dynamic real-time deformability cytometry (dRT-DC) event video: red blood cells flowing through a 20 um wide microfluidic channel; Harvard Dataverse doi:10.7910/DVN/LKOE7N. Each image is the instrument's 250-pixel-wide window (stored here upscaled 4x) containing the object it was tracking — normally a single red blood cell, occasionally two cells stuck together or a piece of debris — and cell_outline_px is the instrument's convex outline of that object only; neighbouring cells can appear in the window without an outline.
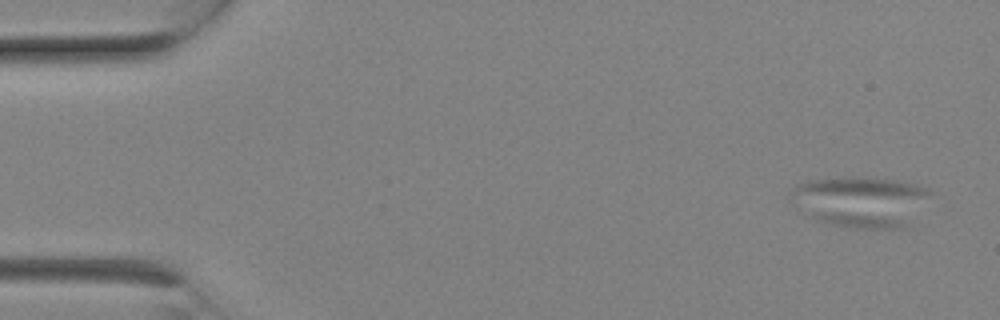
{"species": "Egyptian fruit bat (a non-hibernating species)", "species_latin": "Rousettus aegyptiacus", "temperature_condition": "room temperature", "stored_images_in_passage": 10, "camera_frame_rate_fps": 3000, "um_per_image_px": 0.085, "animal": {"sex": "female"}, "frame": {"image": 1, "passage_image": 2, "time_ms": 0.333, "image_size_px": [1000, 320], "cell_outline_px": [[932, 196], [900, 228], [848, 228], [816, 220], [792, 192], [792, 188], [796, 184], [808, 180], [852, 176], [900, 180], [928, 188], [932, 192]], "centroid_in_image_um": [73.25, 17.09], "position_along_channel_um": 11.8, "area_um2": 40.0}}
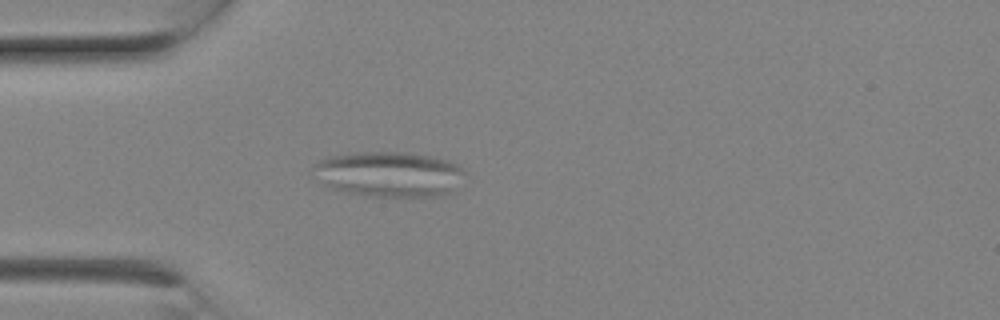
{"frame": {"image": 2, "passage_image": 7, "time_ms": 2.0, "image_size_px": [1000, 320], "cell_outline_px": [[468, 176], [456, 192], [440, 196], [376, 196], [348, 192], [332, 188], [324, 184], [312, 176], [312, 164], [316, 160], [324, 156], [352, 152], [408, 152], [432, 156], [448, 160], [456, 164]], "centroid_in_image_um": [33.08, 14.79], "position_along_channel_um": 51.9, "area_um2": 41.04}}
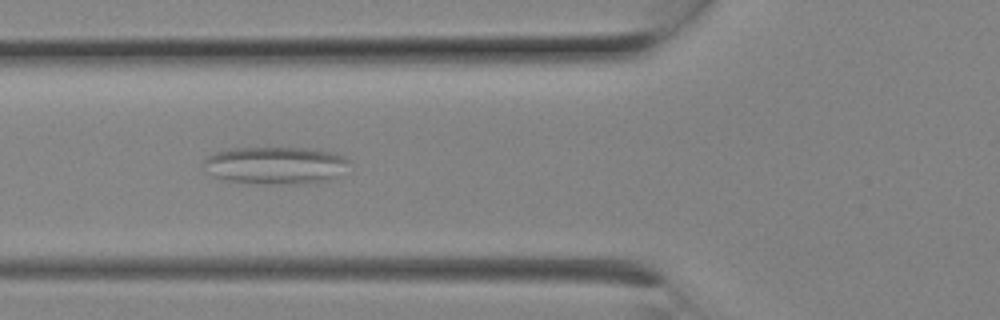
{"frame": {"image": 3, "passage_image": 9, "time_ms": 2.667, "image_size_px": [1000, 320], "cell_outline_px": [[348, 160], [336, 176], [328, 180], [296, 184], [256, 184], [228, 180], [212, 176], [204, 172], [204, 160], [208, 156], [216, 152], [232, 148], [316, 148], [332, 152], [344, 156]], "centroid_in_image_um": [23.34, 14.05], "position_along_channel_um": 102.5, "area_um2": 31.67}}